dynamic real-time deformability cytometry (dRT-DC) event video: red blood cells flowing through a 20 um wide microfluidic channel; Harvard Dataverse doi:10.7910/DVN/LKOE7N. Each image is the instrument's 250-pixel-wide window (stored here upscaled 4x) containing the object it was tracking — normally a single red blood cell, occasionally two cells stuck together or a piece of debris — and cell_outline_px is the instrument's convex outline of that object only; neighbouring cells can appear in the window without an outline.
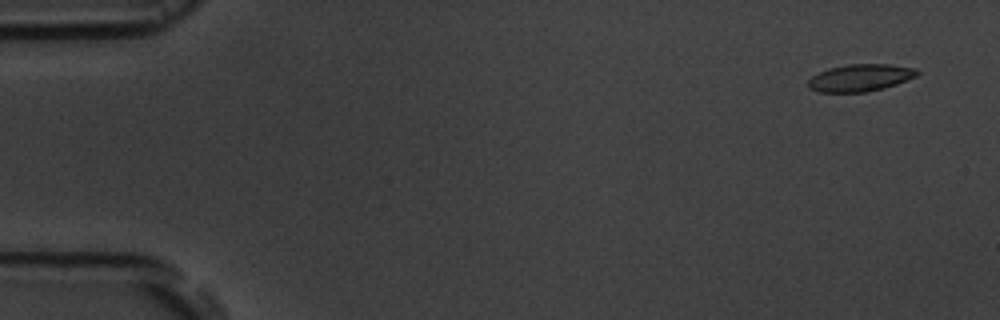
{"species": "common noctule bat (a hibernating species)", "species_latin": "Nyctalus noctula", "temperature_condition": "room temperature", "stored_images_in_passage": 15, "camera_frame_rate_fps": 3000, "um_per_image_px": 0.085, "animal": {"sex": "male", "body_mass_g": 19.5, "forearm_length_mm": 54.6}, "frame": {"image": 1, "passage_image": 1, "time_ms": 0.0, "image_size_px": [1000, 320], "cell_outline_px": [[920, 72], [916, 76], [896, 84], [884, 88], [868, 92], [820, 92], [808, 88], [808, 80], [812, 76], [828, 68], [848, 64], [888, 64], [916, 68]], "centroid_in_image_um": [73.12, 6.61], "position_along_channel_um": 11.9, "area_um2": 17.28}}
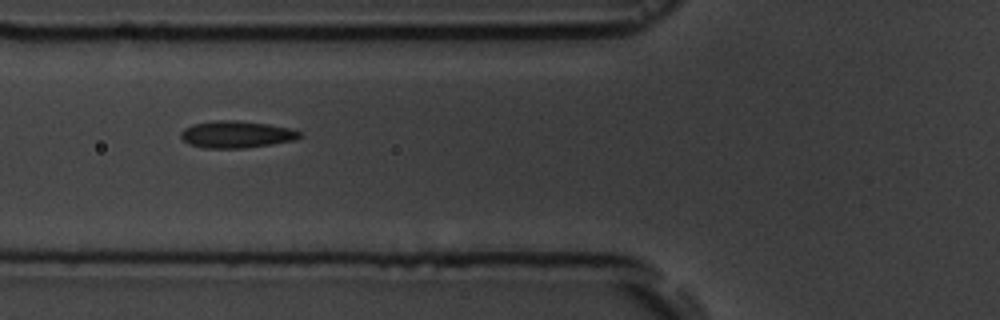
{"frame": {"image": 2, "passage_image": 5, "time_ms": 6.0, "image_size_px": [1000, 320], "cell_outline_px": [[304, 136], [296, 140], [272, 144], [244, 148], [204, 148], [188, 144], [180, 136], [180, 132], [184, 128], [192, 124], [216, 120], [236, 120], [268, 124], [292, 128], [300, 132]], "centroid_in_image_um": [20.11, 11.42], "position_along_channel_um": 105.7, "area_um2": 18.9}}
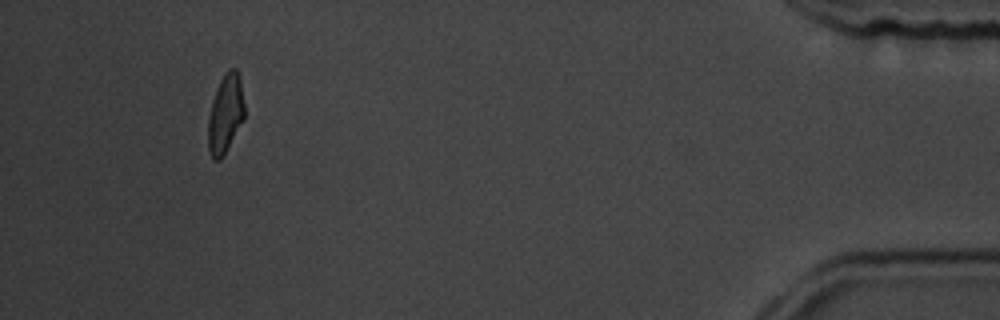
{"frame": {"image": 3, "passage_image": 14, "time_ms": 16.333, "image_size_px": [1000, 320], "cell_outline_px": [[244, 120], [224, 156], [220, 160], [212, 160], [208, 152], [208, 116], [212, 100], [216, 88], [220, 80], [228, 68], [236, 68], [240, 76], [244, 104]], "centroid_in_image_um": [19.15, 9.7], "position_along_channel_um": 416.0, "area_um2": 17.11}, "authors_computed_cell_mechanics": {"area_um2": 17.629, "velocity_mm_per_s": 3.6706, "shape_relaxation_time_tau1_ms": null, "shape_relaxation_time_tau2_ms": 2.0041, "deformation_change_tau1": null, "deformation_change_tau2": 0.0547}}